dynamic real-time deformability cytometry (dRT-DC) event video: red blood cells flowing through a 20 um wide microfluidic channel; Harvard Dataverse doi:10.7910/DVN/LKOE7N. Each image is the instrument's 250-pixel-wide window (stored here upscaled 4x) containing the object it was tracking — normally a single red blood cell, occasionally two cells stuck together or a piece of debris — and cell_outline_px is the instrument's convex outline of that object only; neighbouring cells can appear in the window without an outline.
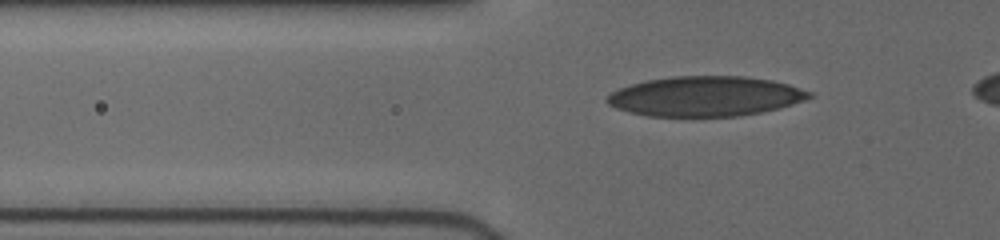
{"species": "human", "species_latin": "Homo sapiens", "temperature_condition": "cold", "stored_images_in_passage": 12, "camera_frame_rate_fps": 3000, "um_per_image_px": 0.085, "donor": {"sex": "female"}, "frame": {"image": 1, "passage_image": 2, "time_ms": 0.333, "image_size_px": [1000, 240], "cell_outline_px": [[812, 96], [804, 100], [780, 108], [740, 116], [648, 116], [628, 112], [616, 108], [608, 104], [604, 100], [612, 92], [620, 88], [644, 80], [672, 76], [744, 76], [772, 80], [788, 84], [812, 92]], "centroid_in_image_um": [59.94, 8.18], "position_along_channel_um": 65.9, "area_um2": 47.11}}
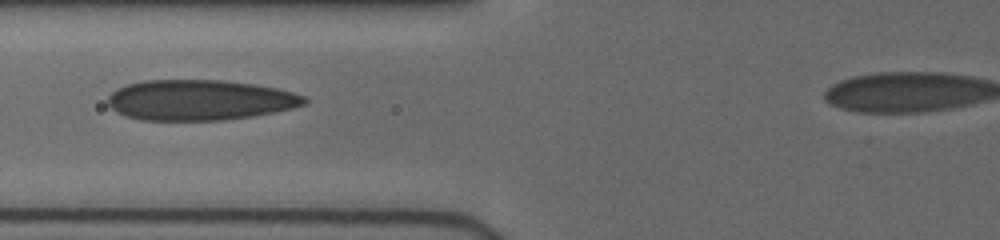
{"frame": {"image": 2, "passage_image": 11, "time_ms": 1.667, "image_size_px": [1000, 240], "cell_outline_px": [[308, 104], [276, 112], [252, 116], [224, 120], [140, 120], [124, 116], [116, 112], [108, 104], [108, 96], [112, 92], [124, 84], [144, 80], [224, 80], [256, 84], [276, 88], [292, 92], [304, 96], [308, 100]], "centroid_in_image_um": [16.97, 8.5], "position_along_channel_um": 108.8, "area_um2": 46.7}}